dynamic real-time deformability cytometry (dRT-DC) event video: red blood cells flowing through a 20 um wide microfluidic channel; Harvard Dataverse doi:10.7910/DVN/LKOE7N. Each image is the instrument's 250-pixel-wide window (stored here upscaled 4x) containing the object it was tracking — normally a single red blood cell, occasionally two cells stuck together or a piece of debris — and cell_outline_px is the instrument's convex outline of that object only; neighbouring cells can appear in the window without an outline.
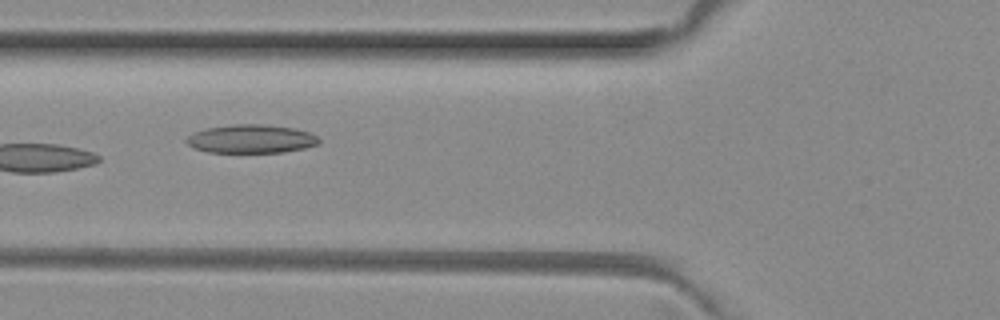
{"species": "common noctule bat (a hibernating species)", "species_latin": "Nyctalus noctula", "temperature_condition": "room temperature", "stored_images_in_passage": 7, "camera_frame_rate_fps": 3000, "um_per_image_px": 0.085, "animal": {"sex": "female", "body_mass_g": 29.2, "forearm_length_mm": 56.3}, "frame": {"image": 1, "passage_image": 5, "time_ms": 1.333, "image_size_px": [1000, 320], "cell_outline_px": [[320, 144], [304, 148], [284, 152], [208, 152], [196, 148], [188, 144], [184, 140], [192, 132], [208, 128], [232, 124], [264, 124], [296, 128], [308, 132], [316, 136], [320, 140]], "centroid_in_image_um": [21.36, 11.8], "position_along_channel_um": 104.4, "area_um2": 22.02}}
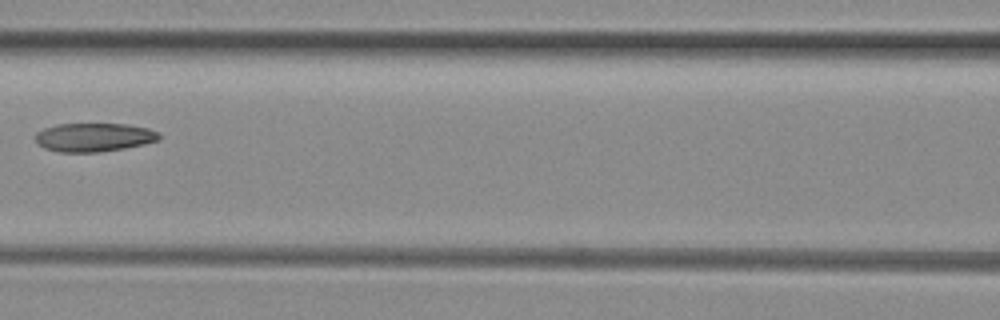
{"frame": {"image": 2, "passage_image": 6, "time_ms": 1.667, "image_size_px": [1000, 320], "cell_outline_px": [[160, 140], [144, 144], [124, 148], [96, 152], [60, 152], [44, 148], [36, 140], [36, 132], [44, 128], [56, 124], [128, 124], [148, 128], [160, 132]], "centroid_in_image_um": [8.01, 11.66], "position_along_channel_um": 158.6, "area_um2": 20.63}}
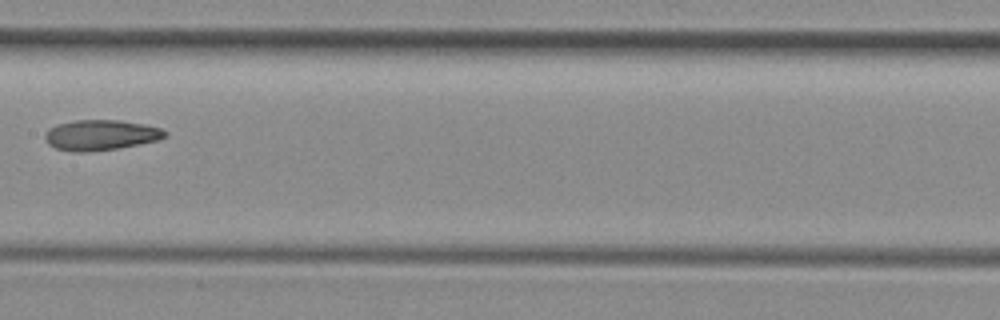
{"frame": {"image": 3, "passage_image": 7, "time_ms": 2.0, "image_size_px": [1000, 320], "cell_outline_px": [[168, 136], [160, 140], [116, 148], [88, 152], [72, 152], [56, 148], [48, 144], [44, 136], [48, 128], [56, 124], [76, 120], [120, 120], [144, 124], [160, 128], [168, 132]], "centroid_in_image_um": [8.56, 11.47], "position_along_channel_um": 198.8, "area_um2": 21.39}}